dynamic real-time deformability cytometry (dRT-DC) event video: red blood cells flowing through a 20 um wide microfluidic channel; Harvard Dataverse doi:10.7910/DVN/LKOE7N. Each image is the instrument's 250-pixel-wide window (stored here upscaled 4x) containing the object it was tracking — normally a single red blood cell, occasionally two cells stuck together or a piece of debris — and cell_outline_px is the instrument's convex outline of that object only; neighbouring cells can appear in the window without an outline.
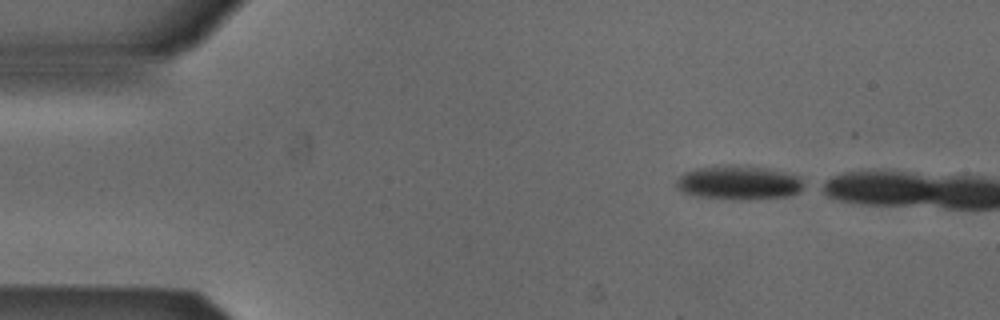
{"species": "Egyptian fruit bat (a non-hibernating species)", "species_latin": "Rousettus aegyptiacus", "temperature_condition": "cold", "stored_images_in_passage": 3, "camera_frame_rate_fps": 3000, "um_per_image_px": 0.085, "animal": {"sex": "male"}, "frame": {"image": 1, "passage_image": 1, "time_ms": 0.0, "image_size_px": [1000, 320], "cell_outline_px": [[808, 188], [800, 192], [788, 196], [748, 200], [740, 200], [696, 196], [684, 192], [676, 188], [676, 180], [684, 172], [696, 168], [764, 168], [796, 176]], "centroid_in_image_um": [62.81, 15.59], "position_along_channel_um": 22.2, "area_um2": 24.33}}